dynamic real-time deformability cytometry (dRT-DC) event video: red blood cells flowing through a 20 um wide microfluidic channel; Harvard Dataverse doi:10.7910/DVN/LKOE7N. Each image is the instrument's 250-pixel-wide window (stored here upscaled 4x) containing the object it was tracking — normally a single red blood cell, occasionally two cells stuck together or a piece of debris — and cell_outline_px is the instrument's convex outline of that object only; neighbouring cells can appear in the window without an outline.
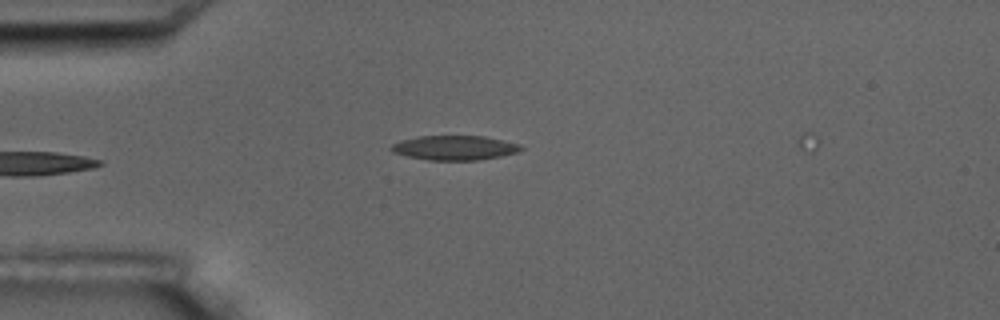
{"species": "common noctule bat (a hibernating species)", "species_latin": "Nyctalus noctula", "temperature_condition": "room temperature", "stored_images_in_passage": 7, "camera_frame_rate_fps": 3000, "um_per_image_px": 0.085, "animal": {"sex": "male", "body_mass_g": 17.5, "forearm_length_mm": 52.3}, "frame": {"image": 1, "passage_image": 7, "time_ms": 7.0, "image_size_px": [1000, 320], "cell_outline_px": [[524, 148], [516, 152], [500, 156], [476, 160], [428, 160], [408, 156], [392, 152], [388, 148], [392, 144], [400, 140], [416, 136], [484, 136], [520, 144]], "centroid_in_image_um": [38.59, 12.55], "position_along_channel_um": 46.4, "area_um2": 18.5}}